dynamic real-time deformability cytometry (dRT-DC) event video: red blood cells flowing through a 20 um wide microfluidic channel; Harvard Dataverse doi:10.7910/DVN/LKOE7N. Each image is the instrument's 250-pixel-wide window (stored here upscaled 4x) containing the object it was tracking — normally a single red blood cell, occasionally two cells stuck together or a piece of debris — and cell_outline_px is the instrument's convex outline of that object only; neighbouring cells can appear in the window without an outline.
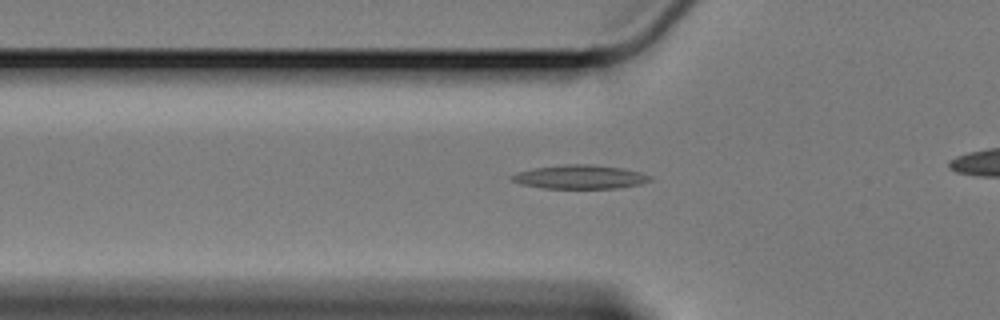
{"species": "Egyptian fruit bat (a non-hibernating species)", "species_latin": "Rousettus aegyptiacus", "temperature_condition": "cold", "stored_images_in_passage": 50, "segment_of_instrument_passage": [1, 2], "camera_frame_rate_fps": 3000, "um_per_image_px": 0.085, "animal": {"sex": "female"}, "frame": {"image": 1, "passage_image": 21, "time_ms": 6.667, "image_size_px": [1000, 320], "cell_outline_px": [[652, 180], [640, 184], [616, 188], [544, 188], [520, 184], [512, 180], [508, 176], [516, 172], [532, 168], [564, 164], [588, 164], [624, 168], [640, 172], [652, 176]], "centroid_in_image_um": [49.27, 15.03], "position_along_channel_um": 76.5, "area_um2": 19.31}}
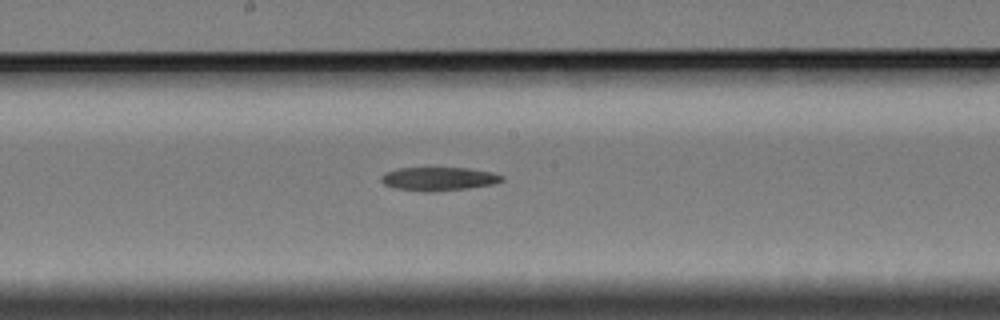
{"frame": {"image": 2, "passage_image": 33, "time_ms": 10.667, "image_size_px": [1000, 320], "cell_outline_px": [[504, 180], [492, 184], [468, 188], [432, 192], [424, 192], [396, 188], [384, 184], [380, 180], [380, 176], [384, 172], [396, 168], [468, 168], [492, 172], [504, 176]], "centroid_in_image_um": [37.25, 15.2], "position_along_channel_um": 210.9, "area_um2": 16.65}}
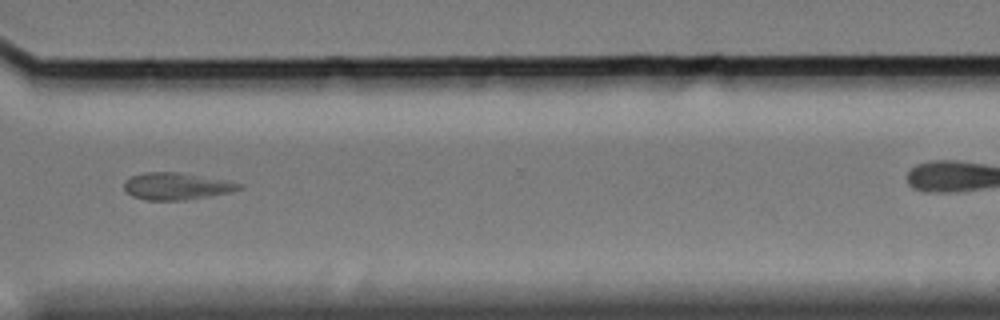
{"frame": {"image": 3, "passage_image": 46, "time_ms": 15.0, "image_size_px": [1000, 320], "cell_outline_px": [[244, 188], [232, 192], [184, 200], [144, 200], [132, 196], [124, 188], [124, 180], [132, 176], [144, 172], [176, 172], [244, 184]], "centroid_in_image_um": [14.98, 15.84], "position_along_channel_um": 355.6, "area_um2": 17.92}}